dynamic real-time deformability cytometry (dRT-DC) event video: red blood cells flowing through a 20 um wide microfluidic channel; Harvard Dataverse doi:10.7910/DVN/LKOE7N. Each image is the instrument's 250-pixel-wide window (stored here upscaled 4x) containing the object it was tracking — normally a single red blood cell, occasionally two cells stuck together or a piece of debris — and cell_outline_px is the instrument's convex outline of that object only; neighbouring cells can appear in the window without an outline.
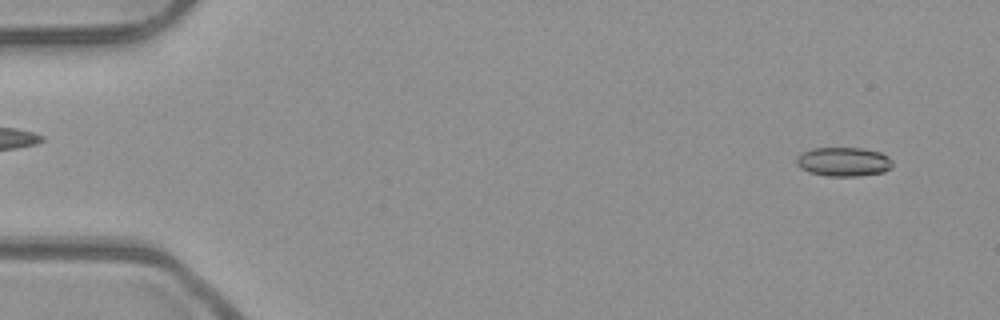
{"species": "common noctule bat (a hibernating species)", "species_latin": "Nyctalus noctula", "temperature_condition": "room temperature", "stored_images_in_passage": 52, "camera_frame_rate_fps": 3000, "um_per_image_px": 0.085, "animal": {"sex": "male", "body_mass_g": 23.1, "forearm_length_mm": 52.7}, "frame": {"image": 1, "passage_image": 3, "time_ms": 0.667, "image_size_px": [1000, 320], "cell_outline_px": [[892, 168], [884, 172], [860, 176], [828, 176], [808, 172], [800, 168], [796, 164], [796, 156], [800, 152], [812, 148], [864, 148], [880, 152], [888, 156], [892, 160]], "centroid_in_image_um": [71.69, 13.75], "position_along_channel_um": 13.3, "area_um2": 16.59}}
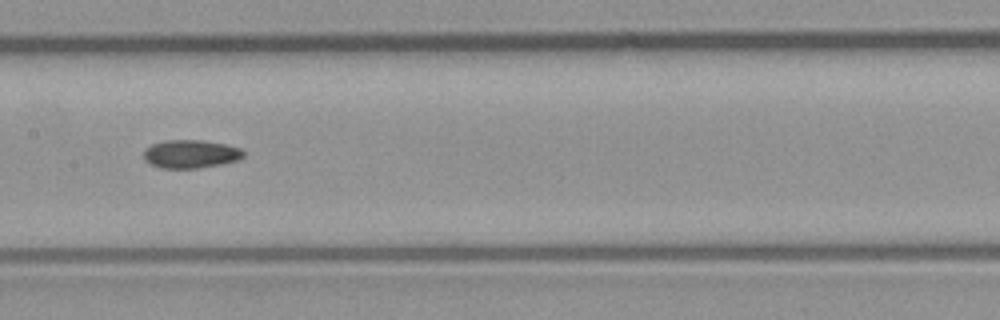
{"frame": {"image": 2, "passage_image": 26, "time_ms": 8.333, "image_size_px": [1000, 320], "cell_outline_px": [[244, 156], [236, 160], [220, 164], [196, 168], [160, 168], [144, 160], [144, 148], [152, 144], [164, 140], [200, 140], [224, 144], [240, 148], [244, 152]], "centroid_in_image_um": [16.16, 13.08], "position_along_channel_um": 191.2, "area_um2": 16.3}}
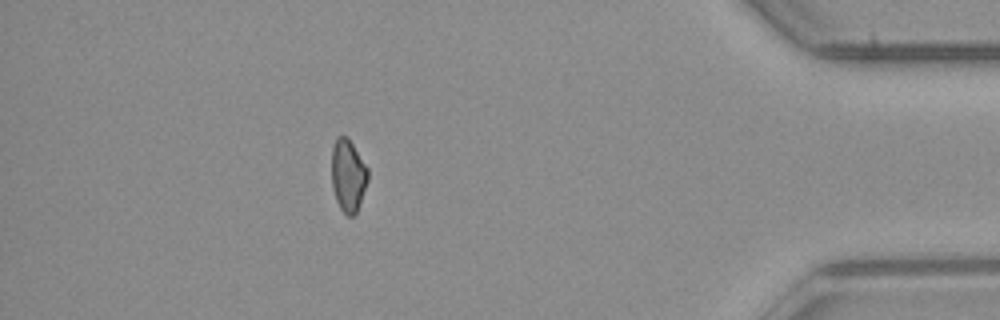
{"frame": {"image": 3, "passage_image": 46, "time_ms": 15.0, "image_size_px": [1000, 320], "cell_outline_px": [[368, 180], [360, 204], [356, 212], [352, 216], [348, 216], [340, 208], [336, 200], [332, 184], [332, 144], [336, 136], [348, 136], [368, 168]], "centroid_in_image_um": [29.59, 14.88], "position_along_channel_um": 405.6, "area_um2": 15.43}, "authors_computed_cell_mechanics": {"area_um2": 16.184, "velocity_mm_per_s": 3.9651, "shape_relaxation_time_tau1_ms": null, "shape_relaxation_time_tau2_ms": 5.5658, "deformation_change_tau1": null, "deformation_change_tau2": 0.116}}